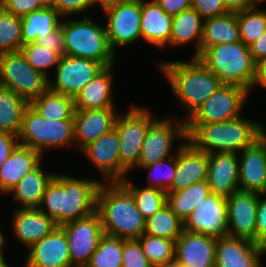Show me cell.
I'll use <instances>...</instances> for the list:
<instances>
[{
    "label": "cell",
    "mask_w": 266,
    "mask_h": 267,
    "mask_svg": "<svg viewBox=\"0 0 266 267\" xmlns=\"http://www.w3.org/2000/svg\"><path fill=\"white\" fill-rule=\"evenodd\" d=\"M0 85L29 104L49 88V77L35 70L21 51L0 54Z\"/></svg>",
    "instance_id": "obj_9"
},
{
    "label": "cell",
    "mask_w": 266,
    "mask_h": 267,
    "mask_svg": "<svg viewBox=\"0 0 266 267\" xmlns=\"http://www.w3.org/2000/svg\"><path fill=\"white\" fill-rule=\"evenodd\" d=\"M209 153L197 149L188 140L177 149L176 173L167 192H177L207 179Z\"/></svg>",
    "instance_id": "obj_17"
},
{
    "label": "cell",
    "mask_w": 266,
    "mask_h": 267,
    "mask_svg": "<svg viewBox=\"0 0 266 267\" xmlns=\"http://www.w3.org/2000/svg\"><path fill=\"white\" fill-rule=\"evenodd\" d=\"M183 230L184 221L165 203L158 212L146 219L144 234L176 240Z\"/></svg>",
    "instance_id": "obj_36"
},
{
    "label": "cell",
    "mask_w": 266,
    "mask_h": 267,
    "mask_svg": "<svg viewBox=\"0 0 266 267\" xmlns=\"http://www.w3.org/2000/svg\"><path fill=\"white\" fill-rule=\"evenodd\" d=\"M29 103L10 88L0 85V132L19 135Z\"/></svg>",
    "instance_id": "obj_34"
},
{
    "label": "cell",
    "mask_w": 266,
    "mask_h": 267,
    "mask_svg": "<svg viewBox=\"0 0 266 267\" xmlns=\"http://www.w3.org/2000/svg\"><path fill=\"white\" fill-rule=\"evenodd\" d=\"M203 23L204 19L192 7L173 16L170 45L179 46L195 41L196 52L193 57H198L200 55Z\"/></svg>",
    "instance_id": "obj_31"
},
{
    "label": "cell",
    "mask_w": 266,
    "mask_h": 267,
    "mask_svg": "<svg viewBox=\"0 0 266 267\" xmlns=\"http://www.w3.org/2000/svg\"><path fill=\"white\" fill-rule=\"evenodd\" d=\"M266 0H253L255 6H258L260 2H264Z\"/></svg>",
    "instance_id": "obj_61"
},
{
    "label": "cell",
    "mask_w": 266,
    "mask_h": 267,
    "mask_svg": "<svg viewBox=\"0 0 266 267\" xmlns=\"http://www.w3.org/2000/svg\"><path fill=\"white\" fill-rule=\"evenodd\" d=\"M206 181L212 193L225 198L240 190L238 153H210Z\"/></svg>",
    "instance_id": "obj_21"
},
{
    "label": "cell",
    "mask_w": 266,
    "mask_h": 267,
    "mask_svg": "<svg viewBox=\"0 0 266 267\" xmlns=\"http://www.w3.org/2000/svg\"><path fill=\"white\" fill-rule=\"evenodd\" d=\"M121 183L131 192L137 205V209L145 219L153 216L167 202V193L161 189L152 187H138L132 185L125 178Z\"/></svg>",
    "instance_id": "obj_38"
},
{
    "label": "cell",
    "mask_w": 266,
    "mask_h": 267,
    "mask_svg": "<svg viewBox=\"0 0 266 267\" xmlns=\"http://www.w3.org/2000/svg\"><path fill=\"white\" fill-rule=\"evenodd\" d=\"M168 161L169 163H166ZM141 168L150 170L149 177L150 175L156 176L155 179H152L151 177L149 178L151 182L149 181V186L147 187L157 188L167 192L174 181L176 173V154L168 157L167 159L160 160L156 163ZM150 183L152 184L150 185Z\"/></svg>",
    "instance_id": "obj_43"
},
{
    "label": "cell",
    "mask_w": 266,
    "mask_h": 267,
    "mask_svg": "<svg viewBox=\"0 0 266 267\" xmlns=\"http://www.w3.org/2000/svg\"><path fill=\"white\" fill-rule=\"evenodd\" d=\"M158 267H183V266H180L176 262H173L171 264H165V265L158 266Z\"/></svg>",
    "instance_id": "obj_58"
},
{
    "label": "cell",
    "mask_w": 266,
    "mask_h": 267,
    "mask_svg": "<svg viewBox=\"0 0 266 267\" xmlns=\"http://www.w3.org/2000/svg\"><path fill=\"white\" fill-rule=\"evenodd\" d=\"M99 0H56L55 9L61 16L83 13L94 7Z\"/></svg>",
    "instance_id": "obj_47"
},
{
    "label": "cell",
    "mask_w": 266,
    "mask_h": 267,
    "mask_svg": "<svg viewBox=\"0 0 266 267\" xmlns=\"http://www.w3.org/2000/svg\"><path fill=\"white\" fill-rule=\"evenodd\" d=\"M0 267H9V265L5 261V258L4 259H0Z\"/></svg>",
    "instance_id": "obj_59"
},
{
    "label": "cell",
    "mask_w": 266,
    "mask_h": 267,
    "mask_svg": "<svg viewBox=\"0 0 266 267\" xmlns=\"http://www.w3.org/2000/svg\"><path fill=\"white\" fill-rule=\"evenodd\" d=\"M62 17L55 8L43 7L22 17V45L36 42L37 39L52 33L60 25Z\"/></svg>",
    "instance_id": "obj_32"
},
{
    "label": "cell",
    "mask_w": 266,
    "mask_h": 267,
    "mask_svg": "<svg viewBox=\"0 0 266 267\" xmlns=\"http://www.w3.org/2000/svg\"><path fill=\"white\" fill-rule=\"evenodd\" d=\"M61 227L66 233L71 267H85L104 235L100 214L96 211Z\"/></svg>",
    "instance_id": "obj_12"
},
{
    "label": "cell",
    "mask_w": 266,
    "mask_h": 267,
    "mask_svg": "<svg viewBox=\"0 0 266 267\" xmlns=\"http://www.w3.org/2000/svg\"><path fill=\"white\" fill-rule=\"evenodd\" d=\"M105 67L74 98L75 109H103L114 108L111 84L112 68Z\"/></svg>",
    "instance_id": "obj_28"
},
{
    "label": "cell",
    "mask_w": 266,
    "mask_h": 267,
    "mask_svg": "<svg viewBox=\"0 0 266 267\" xmlns=\"http://www.w3.org/2000/svg\"><path fill=\"white\" fill-rule=\"evenodd\" d=\"M43 7L55 8L56 0H39Z\"/></svg>",
    "instance_id": "obj_56"
},
{
    "label": "cell",
    "mask_w": 266,
    "mask_h": 267,
    "mask_svg": "<svg viewBox=\"0 0 266 267\" xmlns=\"http://www.w3.org/2000/svg\"><path fill=\"white\" fill-rule=\"evenodd\" d=\"M223 2L226 9L234 13L255 7L253 0H223Z\"/></svg>",
    "instance_id": "obj_53"
},
{
    "label": "cell",
    "mask_w": 266,
    "mask_h": 267,
    "mask_svg": "<svg viewBox=\"0 0 266 267\" xmlns=\"http://www.w3.org/2000/svg\"><path fill=\"white\" fill-rule=\"evenodd\" d=\"M184 230L220 239L228 236L227 199L210 193L185 219Z\"/></svg>",
    "instance_id": "obj_15"
},
{
    "label": "cell",
    "mask_w": 266,
    "mask_h": 267,
    "mask_svg": "<svg viewBox=\"0 0 266 267\" xmlns=\"http://www.w3.org/2000/svg\"><path fill=\"white\" fill-rule=\"evenodd\" d=\"M64 34V55L87 58L102 63L105 67L114 65L115 52L111 49L106 27H101L87 15L75 20L61 22Z\"/></svg>",
    "instance_id": "obj_6"
},
{
    "label": "cell",
    "mask_w": 266,
    "mask_h": 267,
    "mask_svg": "<svg viewBox=\"0 0 266 267\" xmlns=\"http://www.w3.org/2000/svg\"><path fill=\"white\" fill-rule=\"evenodd\" d=\"M266 193H258V207L256 214V244L261 245L266 240Z\"/></svg>",
    "instance_id": "obj_49"
},
{
    "label": "cell",
    "mask_w": 266,
    "mask_h": 267,
    "mask_svg": "<svg viewBox=\"0 0 266 267\" xmlns=\"http://www.w3.org/2000/svg\"><path fill=\"white\" fill-rule=\"evenodd\" d=\"M158 65L178 100L186 108L187 118L223 84L197 57H192L187 62L164 61Z\"/></svg>",
    "instance_id": "obj_4"
},
{
    "label": "cell",
    "mask_w": 266,
    "mask_h": 267,
    "mask_svg": "<svg viewBox=\"0 0 266 267\" xmlns=\"http://www.w3.org/2000/svg\"><path fill=\"white\" fill-rule=\"evenodd\" d=\"M266 87V59L261 60L256 66V79L254 86Z\"/></svg>",
    "instance_id": "obj_54"
},
{
    "label": "cell",
    "mask_w": 266,
    "mask_h": 267,
    "mask_svg": "<svg viewBox=\"0 0 266 267\" xmlns=\"http://www.w3.org/2000/svg\"><path fill=\"white\" fill-rule=\"evenodd\" d=\"M41 160L40 152L19 144L0 166V193H9L27 173L41 164Z\"/></svg>",
    "instance_id": "obj_27"
},
{
    "label": "cell",
    "mask_w": 266,
    "mask_h": 267,
    "mask_svg": "<svg viewBox=\"0 0 266 267\" xmlns=\"http://www.w3.org/2000/svg\"><path fill=\"white\" fill-rule=\"evenodd\" d=\"M226 199L228 236L256 243L258 193L238 190Z\"/></svg>",
    "instance_id": "obj_16"
},
{
    "label": "cell",
    "mask_w": 266,
    "mask_h": 267,
    "mask_svg": "<svg viewBox=\"0 0 266 267\" xmlns=\"http://www.w3.org/2000/svg\"><path fill=\"white\" fill-rule=\"evenodd\" d=\"M55 174L43 172L41 164L27 173L8 194H13V200L21 203L20 208H38L48 183Z\"/></svg>",
    "instance_id": "obj_30"
},
{
    "label": "cell",
    "mask_w": 266,
    "mask_h": 267,
    "mask_svg": "<svg viewBox=\"0 0 266 267\" xmlns=\"http://www.w3.org/2000/svg\"><path fill=\"white\" fill-rule=\"evenodd\" d=\"M21 53L26 61L35 69L42 72L48 77L47 68L56 67L60 61L61 56L52 51L47 46L33 42L22 45L20 48Z\"/></svg>",
    "instance_id": "obj_42"
},
{
    "label": "cell",
    "mask_w": 266,
    "mask_h": 267,
    "mask_svg": "<svg viewBox=\"0 0 266 267\" xmlns=\"http://www.w3.org/2000/svg\"><path fill=\"white\" fill-rule=\"evenodd\" d=\"M100 5L108 15L105 27L114 52L115 47L133 44L141 38V0H116L100 2Z\"/></svg>",
    "instance_id": "obj_10"
},
{
    "label": "cell",
    "mask_w": 266,
    "mask_h": 267,
    "mask_svg": "<svg viewBox=\"0 0 266 267\" xmlns=\"http://www.w3.org/2000/svg\"><path fill=\"white\" fill-rule=\"evenodd\" d=\"M166 193V203L182 221H185V219L196 209L197 205L211 193V190L207 181L204 180L177 192Z\"/></svg>",
    "instance_id": "obj_35"
},
{
    "label": "cell",
    "mask_w": 266,
    "mask_h": 267,
    "mask_svg": "<svg viewBox=\"0 0 266 267\" xmlns=\"http://www.w3.org/2000/svg\"><path fill=\"white\" fill-rule=\"evenodd\" d=\"M262 249L245 238L231 236L217 239L215 267H261Z\"/></svg>",
    "instance_id": "obj_22"
},
{
    "label": "cell",
    "mask_w": 266,
    "mask_h": 267,
    "mask_svg": "<svg viewBox=\"0 0 266 267\" xmlns=\"http://www.w3.org/2000/svg\"><path fill=\"white\" fill-rule=\"evenodd\" d=\"M217 239L183 230L176 239L175 262L183 267H215Z\"/></svg>",
    "instance_id": "obj_19"
},
{
    "label": "cell",
    "mask_w": 266,
    "mask_h": 267,
    "mask_svg": "<svg viewBox=\"0 0 266 267\" xmlns=\"http://www.w3.org/2000/svg\"><path fill=\"white\" fill-rule=\"evenodd\" d=\"M104 68L102 63L91 59L63 55L55 68L54 81L49 78V89L75 98Z\"/></svg>",
    "instance_id": "obj_13"
},
{
    "label": "cell",
    "mask_w": 266,
    "mask_h": 267,
    "mask_svg": "<svg viewBox=\"0 0 266 267\" xmlns=\"http://www.w3.org/2000/svg\"><path fill=\"white\" fill-rule=\"evenodd\" d=\"M172 20L156 0H141V38L148 43L161 48L170 44Z\"/></svg>",
    "instance_id": "obj_26"
},
{
    "label": "cell",
    "mask_w": 266,
    "mask_h": 267,
    "mask_svg": "<svg viewBox=\"0 0 266 267\" xmlns=\"http://www.w3.org/2000/svg\"><path fill=\"white\" fill-rule=\"evenodd\" d=\"M12 222L16 238L28 248L49 235L57 226L55 221L39 208L16 209Z\"/></svg>",
    "instance_id": "obj_25"
},
{
    "label": "cell",
    "mask_w": 266,
    "mask_h": 267,
    "mask_svg": "<svg viewBox=\"0 0 266 267\" xmlns=\"http://www.w3.org/2000/svg\"><path fill=\"white\" fill-rule=\"evenodd\" d=\"M96 211L106 235L138 239L145 233L146 219L137 209L131 192L121 182L100 183Z\"/></svg>",
    "instance_id": "obj_2"
},
{
    "label": "cell",
    "mask_w": 266,
    "mask_h": 267,
    "mask_svg": "<svg viewBox=\"0 0 266 267\" xmlns=\"http://www.w3.org/2000/svg\"><path fill=\"white\" fill-rule=\"evenodd\" d=\"M101 181L55 174L48 183L39 209L57 226L82 219L96 212L97 192ZM42 206H46L45 212Z\"/></svg>",
    "instance_id": "obj_1"
},
{
    "label": "cell",
    "mask_w": 266,
    "mask_h": 267,
    "mask_svg": "<svg viewBox=\"0 0 266 267\" xmlns=\"http://www.w3.org/2000/svg\"><path fill=\"white\" fill-rule=\"evenodd\" d=\"M175 137L187 140L186 122L174 123L169 118L162 120L157 118L147 130L138 167H146L173 156L170 153Z\"/></svg>",
    "instance_id": "obj_14"
},
{
    "label": "cell",
    "mask_w": 266,
    "mask_h": 267,
    "mask_svg": "<svg viewBox=\"0 0 266 267\" xmlns=\"http://www.w3.org/2000/svg\"><path fill=\"white\" fill-rule=\"evenodd\" d=\"M0 6L20 18L43 8L39 0H1Z\"/></svg>",
    "instance_id": "obj_46"
},
{
    "label": "cell",
    "mask_w": 266,
    "mask_h": 267,
    "mask_svg": "<svg viewBox=\"0 0 266 267\" xmlns=\"http://www.w3.org/2000/svg\"><path fill=\"white\" fill-rule=\"evenodd\" d=\"M28 249L25 267H71L68 241L61 226Z\"/></svg>",
    "instance_id": "obj_18"
},
{
    "label": "cell",
    "mask_w": 266,
    "mask_h": 267,
    "mask_svg": "<svg viewBox=\"0 0 266 267\" xmlns=\"http://www.w3.org/2000/svg\"><path fill=\"white\" fill-rule=\"evenodd\" d=\"M19 145L17 135L0 132V166L7 160Z\"/></svg>",
    "instance_id": "obj_50"
},
{
    "label": "cell",
    "mask_w": 266,
    "mask_h": 267,
    "mask_svg": "<svg viewBox=\"0 0 266 267\" xmlns=\"http://www.w3.org/2000/svg\"><path fill=\"white\" fill-rule=\"evenodd\" d=\"M119 145L118 133L113 128L81 151L93 162L107 182H120Z\"/></svg>",
    "instance_id": "obj_23"
},
{
    "label": "cell",
    "mask_w": 266,
    "mask_h": 267,
    "mask_svg": "<svg viewBox=\"0 0 266 267\" xmlns=\"http://www.w3.org/2000/svg\"><path fill=\"white\" fill-rule=\"evenodd\" d=\"M191 7L197 11L204 20L221 16L229 12L223 0H191Z\"/></svg>",
    "instance_id": "obj_45"
},
{
    "label": "cell",
    "mask_w": 266,
    "mask_h": 267,
    "mask_svg": "<svg viewBox=\"0 0 266 267\" xmlns=\"http://www.w3.org/2000/svg\"><path fill=\"white\" fill-rule=\"evenodd\" d=\"M36 43L41 46H47L52 51L58 53L60 56L64 55V34L61 25L52 33L37 39Z\"/></svg>",
    "instance_id": "obj_48"
},
{
    "label": "cell",
    "mask_w": 266,
    "mask_h": 267,
    "mask_svg": "<svg viewBox=\"0 0 266 267\" xmlns=\"http://www.w3.org/2000/svg\"><path fill=\"white\" fill-rule=\"evenodd\" d=\"M262 128L259 122L241 116L225 122L186 124L187 140L209 154L239 153L259 139Z\"/></svg>",
    "instance_id": "obj_3"
},
{
    "label": "cell",
    "mask_w": 266,
    "mask_h": 267,
    "mask_svg": "<svg viewBox=\"0 0 266 267\" xmlns=\"http://www.w3.org/2000/svg\"><path fill=\"white\" fill-rule=\"evenodd\" d=\"M253 61L257 64L266 59V32L259 39L249 45Z\"/></svg>",
    "instance_id": "obj_52"
},
{
    "label": "cell",
    "mask_w": 266,
    "mask_h": 267,
    "mask_svg": "<svg viewBox=\"0 0 266 267\" xmlns=\"http://www.w3.org/2000/svg\"><path fill=\"white\" fill-rule=\"evenodd\" d=\"M123 116H117L114 126L120 142V182L126 178L129 169L138 167L147 130L156 120L149 110L136 106Z\"/></svg>",
    "instance_id": "obj_8"
},
{
    "label": "cell",
    "mask_w": 266,
    "mask_h": 267,
    "mask_svg": "<svg viewBox=\"0 0 266 267\" xmlns=\"http://www.w3.org/2000/svg\"><path fill=\"white\" fill-rule=\"evenodd\" d=\"M123 238L104 234L85 267H122Z\"/></svg>",
    "instance_id": "obj_39"
},
{
    "label": "cell",
    "mask_w": 266,
    "mask_h": 267,
    "mask_svg": "<svg viewBox=\"0 0 266 267\" xmlns=\"http://www.w3.org/2000/svg\"><path fill=\"white\" fill-rule=\"evenodd\" d=\"M259 138L265 143L266 146V131L264 128H262Z\"/></svg>",
    "instance_id": "obj_57"
},
{
    "label": "cell",
    "mask_w": 266,
    "mask_h": 267,
    "mask_svg": "<svg viewBox=\"0 0 266 267\" xmlns=\"http://www.w3.org/2000/svg\"><path fill=\"white\" fill-rule=\"evenodd\" d=\"M262 254L266 253V240L261 244Z\"/></svg>",
    "instance_id": "obj_60"
},
{
    "label": "cell",
    "mask_w": 266,
    "mask_h": 267,
    "mask_svg": "<svg viewBox=\"0 0 266 267\" xmlns=\"http://www.w3.org/2000/svg\"><path fill=\"white\" fill-rule=\"evenodd\" d=\"M4 244H5V238L0 230V259H4Z\"/></svg>",
    "instance_id": "obj_55"
},
{
    "label": "cell",
    "mask_w": 266,
    "mask_h": 267,
    "mask_svg": "<svg viewBox=\"0 0 266 267\" xmlns=\"http://www.w3.org/2000/svg\"><path fill=\"white\" fill-rule=\"evenodd\" d=\"M143 253L153 267L175 262L176 240L143 234L138 238Z\"/></svg>",
    "instance_id": "obj_37"
},
{
    "label": "cell",
    "mask_w": 266,
    "mask_h": 267,
    "mask_svg": "<svg viewBox=\"0 0 266 267\" xmlns=\"http://www.w3.org/2000/svg\"><path fill=\"white\" fill-rule=\"evenodd\" d=\"M122 267H153L138 239H123Z\"/></svg>",
    "instance_id": "obj_44"
},
{
    "label": "cell",
    "mask_w": 266,
    "mask_h": 267,
    "mask_svg": "<svg viewBox=\"0 0 266 267\" xmlns=\"http://www.w3.org/2000/svg\"><path fill=\"white\" fill-rule=\"evenodd\" d=\"M114 112V108L75 109L74 141L81 150L114 128L118 116Z\"/></svg>",
    "instance_id": "obj_20"
},
{
    "label": "cell",
    "mask_w": 266,
    "mask_h": 267,
    "mask_svg": "<svg viewBox=\"0 0 266 267\" xmlns=\"http://www.w3.org/2000/svg\"><path fill=\"white\" fill-rule=\"evenodd\" d=\"M257 7L237 12L240 39L247 46L266 32V10Z\"/></svg>",
    "instance_id": "obj_40"
},
{
    "label": "cell",
    "mask_w": 266,
    "mask_h": 267,
    "mask_svg": "<svg viewBox=\"0 0 266 267\" xmlns=\"http://www.w3.org/2000/svg\"><path fill=\"white\" fill-rule=\"evenodd\" d=\"M238 41L241 39L237 13L228 12L221 16L205 19L200 54L208 47Z\"/></svg>",
    "instance_id": "obj_29"
},
{
    "label": "cell",
    "mask_w": 266,
    "mask_h": 267,
    "mask_svg": "<svg viewBox=\"0 0 266 267\" xmlns=\"http://www.w3.org/2000/svg\"><path fill=\"white\" fill-rule=\"evenodd\" d=\"M249 93L241 86L222 84L185 122L206 124L236 119L242 114Z\"/></svg>",
    "instance_id": "obj_11"
},
{
    "label": "cell",
    "mask_w": 266,
    "mask_h": 267,
    "mask_svg": "<svg viewBox=\"0 0 266 267\" xmlns=\"http://www.w3.org/2000/svg\"><path fill=\"white\" fill-rule=\"evenodd\" d=\"M156 2L171 16L191 8V0H156Z\"/></svg>",
    "instance_id": "obj_51"
},
{
    "label": "cell",
    "mask_w": 266,
    "mask_h": 267,
    "mask_svg": "<svg viewBox=\"0 0 266 267\" xmlns=\"http://www.w3.org/2000/svg\"><path fill=\"white\" fill-rule=\"evenodd\" d=\"M29 105L48 121L73 120L74 98L52 91L49 88Z\"/></svg>",
    "instance_id": "obj_33"
},
{
    "label": "cell",
    "mask_w": 266,
    "mask_h": 267,
    "mask_svg": "<svg viewBox=\"0 0 266 267\" xmlns=\"http://www.w3.org/2000/svg\"><path fill=\"white\" fill-rule=\"evenodd\" d=\"M223 84H235L248 90L254 87L256 66L249 46L242 41L206 48L197 57Z\"/></svg>",
    "instance_id": "obj_5"
},
{
    "label": "cell",
    "mask_w": 266,
    "mask_h": 267,
    "mask_svg": "<svg viewBox=\"0 0 266 267\" xmlns=\"http://www.w3.org/2000/svg\"><path fill=\"white\" fill-rule=\"evenodd\" d=\"M100 2H111V1H116V0H99Z\"/></svg>",
    "instance_id": "obj_62"
},
{
    "label": "cell",
    "mask_w": 266,
    "mask_h": 267,
    "mask_svg": "<svg viewBox=\"0 0 266 267\" xmlns=\"http://www.w3.org/2000/svg\"><path fill=\"white\" fill-rule=\"evenodd\" d=\"M22 19L0 6V54L20 51Z\"/></svg>",
    "instance_id": "obj_41"
},
{
    "label": "cell",
    "mask_w": 266,
    "mask_h": 267,
    "mask_svg": "<svg viewBox=\"0 0 266 267\" xmlns=\"http://www.w3.org/2000/svg\"><path fill=\"white\" fill-rule=\"evenodd\" d=\"M18 139L20 145L42 154L49 148L75 143L74 122L73 120L48 121L28 105L23 114Z\"/></svg>",
    "instance_id": "obj_7"
},
{
    "label": "cell",
    "mask_w": 266,
    "mask_h": 267,
    "mask_svg": "<svg viewBox=\"0 0 266 267\" xmlns=\"http://www.w3.org/2000/svg\"><path fill=\"white\" fill-rule=\"evenodd\" d=\"M239 157V189L266 193V146L259 138Z\"/></svg>",
    "instance_id": "obj_24"
}]
</instances>
